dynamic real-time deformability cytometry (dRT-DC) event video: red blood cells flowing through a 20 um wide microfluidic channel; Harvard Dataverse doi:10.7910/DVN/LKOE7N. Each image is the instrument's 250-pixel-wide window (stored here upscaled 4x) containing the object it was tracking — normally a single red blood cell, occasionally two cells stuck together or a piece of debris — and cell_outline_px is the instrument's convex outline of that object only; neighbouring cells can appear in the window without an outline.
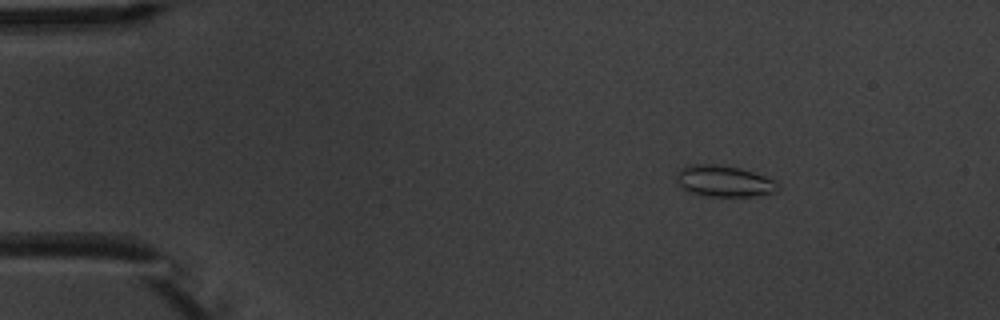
{"species": "common noctule bat (a hibernating species)", "species_latin": "Nyctalus noctula", "temperature_condition": "warm", "stored_images_in_passage": 5, "camera_frame_rate_fps": 3000, "um_per_image_px": 0.085, "animal": {"sex": "male", "body_mass_g": 20.1, "forearm_length_mm": 53.5}, "frame": {"image": 1, "passage_image": 2, "time_ms": 1.333, "image_size_px": [1000, 320], "cell_outline_px": [[780, 188], [776, 192], [752, 196], [708, 196], [688, 192], [676, 180], [676, 176], [680, 168], [688, 164], [720, 164], [740, 168], [776, 180], [780, 184]], "centroid_in_image_um": [61.56, 15.39], "position_along_channel_um": 23.4, "area_um2": 18.61}}
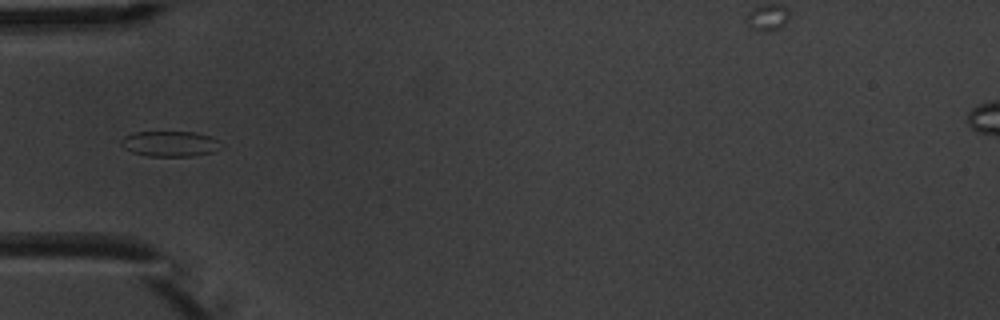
{"frame": {"image": 2, "passage_image": 5, "time_ms": 4.667, "image_size_px": [1000, 320], "cell_outline_px": [[224, 144], [212, 152], [192, 156], [148, 156], [132, 152], [124, 148], [120, 144], [120, 140], [124, 136], [136, 132], [196, 132], [212, 136], [220, 140]], "centroid_in_image_um": [14.47, 12.21], "position_along_channel_um": 70.5, "area_um2": 14.97}}